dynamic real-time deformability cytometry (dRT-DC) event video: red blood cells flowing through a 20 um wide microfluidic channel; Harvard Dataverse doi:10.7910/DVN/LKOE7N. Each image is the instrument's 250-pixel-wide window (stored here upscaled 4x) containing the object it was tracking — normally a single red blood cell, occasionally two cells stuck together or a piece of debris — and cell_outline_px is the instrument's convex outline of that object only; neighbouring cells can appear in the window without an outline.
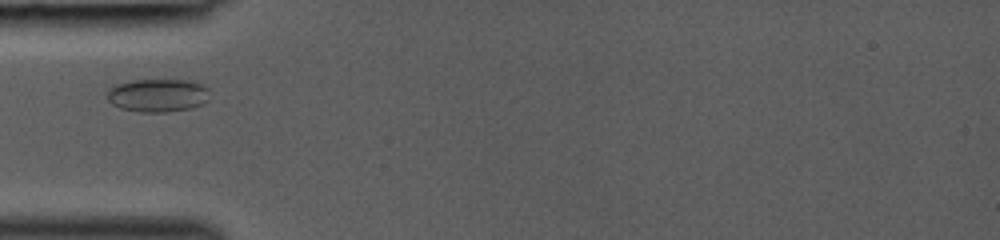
{"species": "common noctule bat (a hibernating species)", "species_latin": "Nyctalus noctula", "temperature_condition": "room temperature", "stored_images_in_passage": 29, "camera_frame_rate_fps": 3000, "um_per_image_px": 0.085, "animal": {"sex": "female", "body_mass_g": 19.0, "forearm_length_mm": 53.3}, "frame": {"image": 1, "passage_image": 1, "time_ms": 0.0, "image_size_px": [1000, 240], "cell_outline_px": [[208, 100], [204, 104], [192, 108], [168, 112], [140, 112], [120, 108], [112, 104], [108, 100], [108, 88], [116, 84], [132, 80], [188, 80], [204, 84], [208, 88]], "centroid_in_image_um": [13.43, 8.1], "position_along_channel_um": 71.6, "area_um2": 20.06}}
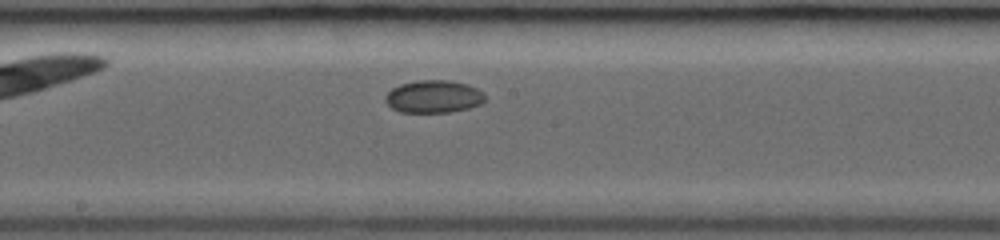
{"frame": {"image": 2, "passage_image": 11, "time_ms": 3.333, "image_size_px": [1000, 240], "cell_outline_px": [[484, 100], [480, 104], [468, 108], [448, 112], [400, 112], [392, 108], [384, 100], [384, 96], [392, 88], [400, 84], [416, 80], [448, 80], [468, 84], [484, 92]], "centroid_in_image_um": [36.83, 8.2], "position_along_channel_um": 211.4, "area_um2": 18.96}}
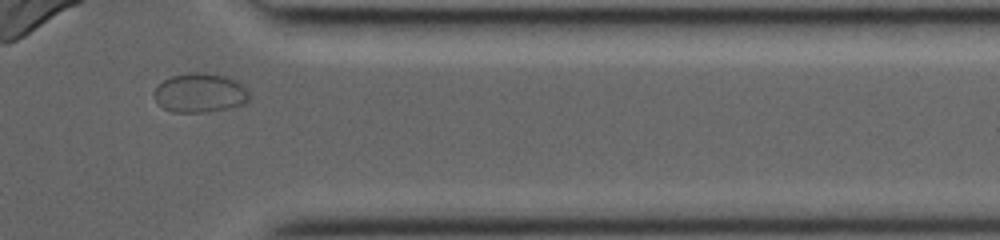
{"frame": {"image": 3, "passage_image": 24, "time_ms": 7.667, "image_size_px": [1000, 240], "cell_outline_px": [[252, 100], [244, 104], [228, 108], [204, 112], [172, 112], [164, 108], [152, 96], [152, 92], [164, 80], [172, 76], [192, 72], [204, 72], [228, 76], [236, 80], [248, 88], [252, 96]], "centroid_in_image_um": [17.06, 7.89], "position_along_channel_um": 394.3, "area_um2": 22.14}}